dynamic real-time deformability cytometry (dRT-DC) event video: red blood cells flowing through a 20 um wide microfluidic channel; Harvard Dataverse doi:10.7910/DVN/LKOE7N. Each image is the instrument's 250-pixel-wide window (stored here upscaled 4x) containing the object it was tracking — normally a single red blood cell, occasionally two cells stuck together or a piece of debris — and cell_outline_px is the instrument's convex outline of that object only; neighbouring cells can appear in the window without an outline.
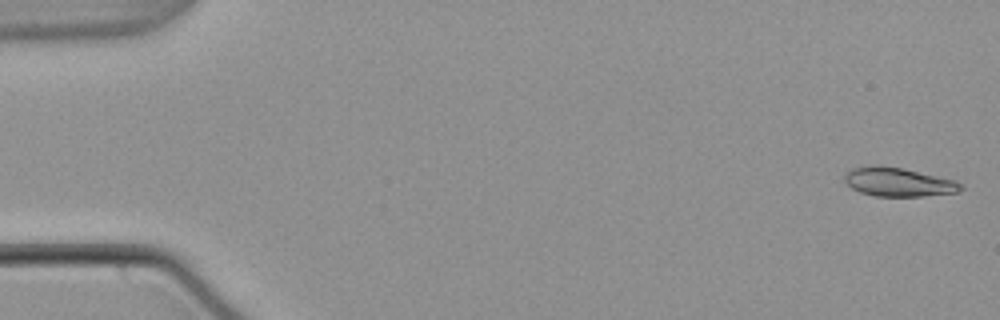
{"species": "common noctule bat (a hibernating species)", "species_latin": "Nyctalus noctula", "temperature_condition": "warm", "stored_images_in_passage": 55, "segment_of_instrument_passage": [1, 2], "camera_frame_rate_fps": 3000, "um_per_image_px": 0.085, "animal": {"sex": "male", "body_mass_g": 21.5, "forearm_length_mm": 52.0}, "frame": {"image": 1, "passage_image": 1, "time_ms": 0.0, "image_size_px": [1000, 320], "cell_outline_px": [[964, 188], [956, 192], [924, 196], [876, 196], [860, 192], [852, 188], [844, 180], [844, 176], [852, 168], [872, 164], [880, 164], [904, 168], [956, 180]], "centroid_in_image_um": [76.35, 15.45], "position_along_channel_um": 8.7, "area_um2": 19.65}}
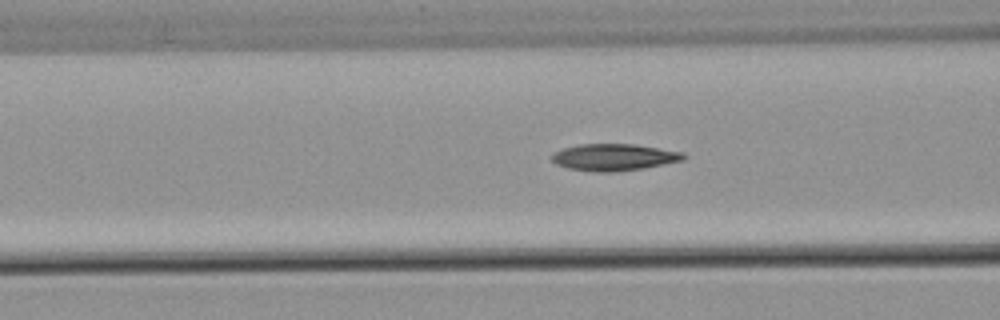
{"frame": {"image": 2, "passage_image": 21, "time_ms": 6.667, "image_size_px": [1000, 320], "cell_outline_px": [[688, 156], [684, 160], [644, 168], [616, 172], [596, 172], [568, 168], [556, 164], [552, 160], [552, 156], [560, 148], [580, 144], [632, 144], [684, 152]], "centroid_in_image_um": [52.21, 13.36], "position_along_channel_um": 114.4, "area_um2": 20.63}}
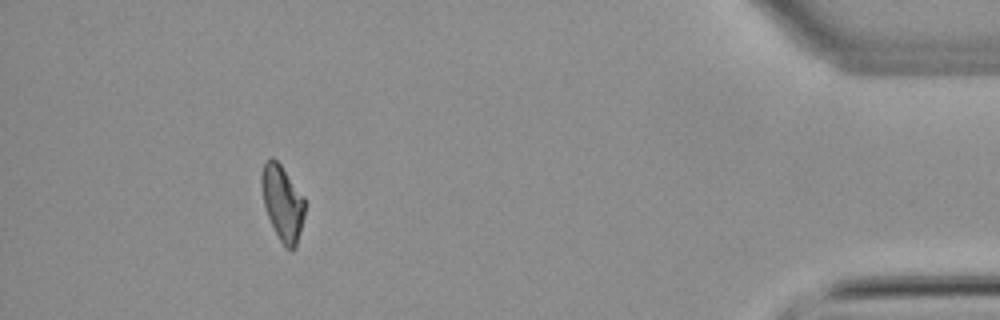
{"frame": {"image": 3, "passage_image": 49, "time_ms": 16.0, "image_size_px": [1000, 320], "cell_outline_px": [[304, 216], [296, 248], [292, 252], [280, 240], [268, 216], [264, 204], [260, 184], [260, 176], [264, 164], [272, 156], [280, 164], [304, 196]], "centroid_in_image_um": [24.01, 17.23], "position_along_channel_um": 411.2, "area_um2": 18.79}}